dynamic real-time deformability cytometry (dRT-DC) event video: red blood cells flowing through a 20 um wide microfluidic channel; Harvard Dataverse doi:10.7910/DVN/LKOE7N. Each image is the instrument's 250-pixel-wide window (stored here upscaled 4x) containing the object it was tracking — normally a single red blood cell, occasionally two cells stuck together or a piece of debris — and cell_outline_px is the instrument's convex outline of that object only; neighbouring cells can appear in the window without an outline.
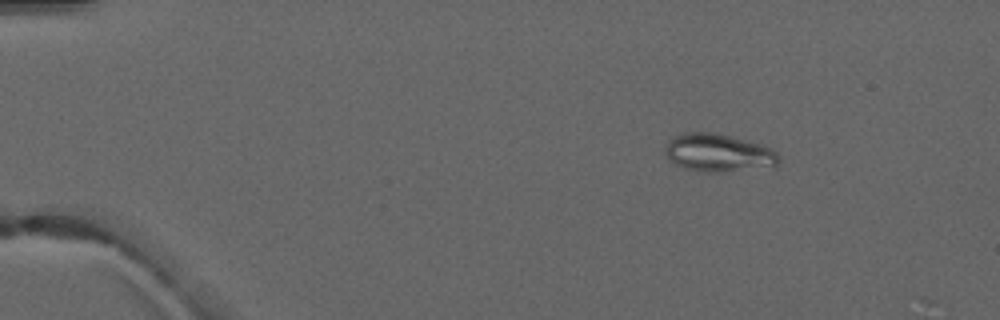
{"species": "common noctule bat (a hibernating species)", "species_latin": "Nyctalus noctula", "temperature_condition": "warm", "stored_images_in_passage": 3, "camera_frame_rate_fps": 3000, "um_per_image_px": 0.085, "animal": {"sex": "male", "forearm_length_mm": 52.5}, "frame": {"image": 1, "passage_image": 2, "time_ms": 1.333, "image_size_px": [1000, 320], "cell_outline_px": [[780, 160], [776, 168], [716, 172], [700, 172], [684, 168], [676, 164], [664, 152], [664, 148], [676, 136], [684, 132], [716, 132], [760, 144], [776, 152]], "centroid_in_image_um": [61.12, 13.01], "position_along_channel_um": 23.9, "area_um2": 25.2}}